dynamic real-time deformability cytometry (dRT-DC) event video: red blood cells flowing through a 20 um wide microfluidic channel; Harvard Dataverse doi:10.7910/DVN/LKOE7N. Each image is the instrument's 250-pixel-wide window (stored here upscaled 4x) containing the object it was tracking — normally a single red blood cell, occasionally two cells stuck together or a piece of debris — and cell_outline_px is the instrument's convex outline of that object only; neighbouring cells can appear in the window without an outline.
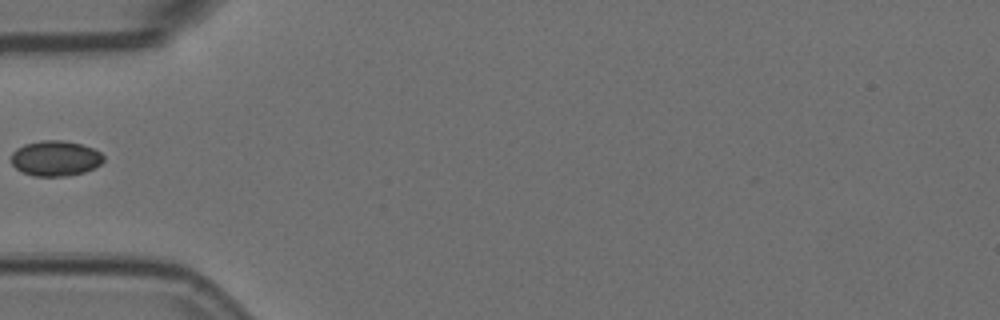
{"species": "Egyptian fruit bat (a non-hibernating species)", "species_latin": "Rousettus aegyptiacus", "temperature_condition": "room temperature", "stored_images_in_passage": 6, "camera_frame_rate_fps": 3000, "um_per_image_px": 0.085, "animal": {"sex": "female"}, "frame": {"image": 1, "passage_image": 6, "time_ms": 1.667, "image_size_px": [1000, 320], "cell_outline_px": [[104, 160], [100, 164], [84, 172], [68, 176], [32, 176], [16, 168], [12, 164], [12, 152], [16, 148], [24, 144], [40, 140], [60, 140], [80, 144], [92, 148], [100, 152], [104, 156]], "centroid_in_image_um": [4.7, 13.45], "position_along_channel_um": 80.3, "area_um2": 18.96}}